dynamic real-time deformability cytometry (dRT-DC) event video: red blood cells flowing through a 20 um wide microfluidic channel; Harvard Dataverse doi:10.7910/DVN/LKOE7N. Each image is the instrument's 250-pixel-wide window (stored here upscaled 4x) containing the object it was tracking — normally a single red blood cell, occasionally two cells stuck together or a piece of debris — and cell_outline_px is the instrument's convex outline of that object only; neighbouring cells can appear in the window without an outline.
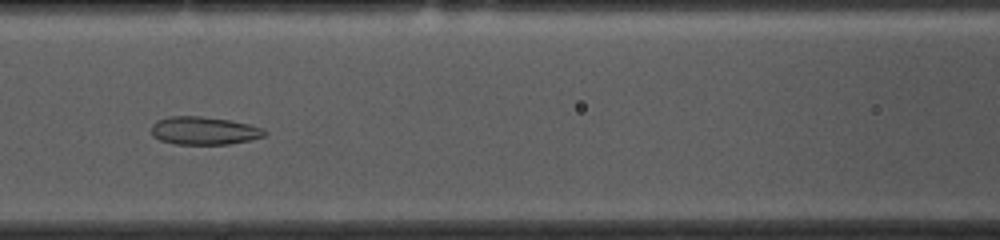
{"species": "common noctule bat (a hibernating species)", "species_latin": "Nyctalus noctula", "temperature_condition": "cold", "stored_images_in_passage": 53, "camera_frame_rate_fps": 3000, "um_per_image_px": 0.085, "animal": {"sex": "female", "body_mass_g": 10.0, "forearm_length_mm": 53.1}, "frame": {"image": 1, "passage_image": 22, "time_ms": 7.0, "image_size_px": [1000, 240], "cell_outline_px": [[268, 132], [264, 136], [252, 140], [228, 144], [176, 144], [160, 140], [152, 136], [152, 124], [156, 120], [168, 116], [200, 116], [228, 120], [248, 124], [264, 128]], "centroid_in_image_um": [17.34, 11.11], "position_along_channel_um": 149.3, "area_um2": 18.55}}
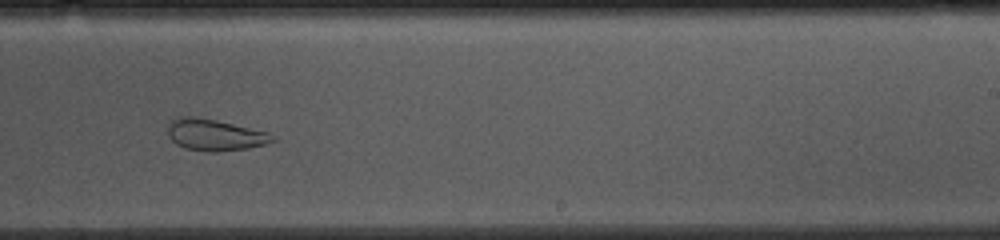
{"frame": {"image": 2, "passage_image": 32, "time_ms": 10.333, "image_size_px": [1000, 240], "cell_outline_px": [[276, 140], [268, 144], [248, 148], [216, 152], [208, 152], [184, 148], [176, 144], [168, 136], [168, 124], [172, 120], [180, 116], [192, 116], [216, 120], [268, 132], [276, 136]], "centroid_in_image_um": [18.27, 11.47], "position_along_channel_um": 270.7, "area_um2": 19.36}}
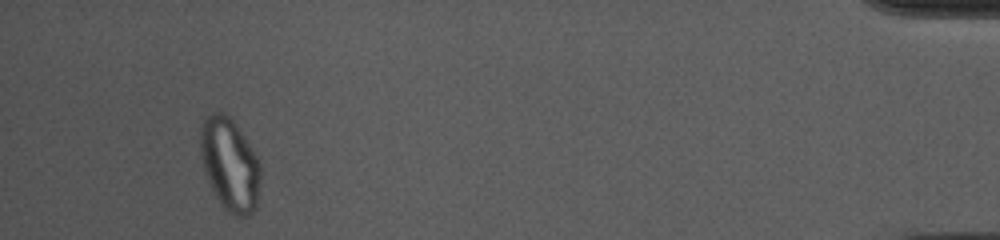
{"frame": {"image": 3, "passage_image": 50, "time_ms": 16.333, "image_size_px": [1000, 240], "cell_outline_px": [[260, 184], [256, 208], [248, 216], [240, 216], [228, 212], [224, 208], [216, 196], [208, 180], [204, 168], [200, 148], [200, 128], [204, 120], [212, 112], [220, 112], [228, 116], [236, 124], [260, 160]], "centroid_in_image_um": [19.55, 13.98], "position_along_channel_um": 415.6, "area_um2": 32.25}, "authors_computed_cell_mechanics": {"area_um2": 24.854, "velocity_mm_per_s": 3.6595, "shape_relaxation_time_tau1_ms": null, "shape_relaxation_time_tau2_ms": 1.4369, "deformation_change_tau1": null, "deformation_change_tau2": 0.0743}}